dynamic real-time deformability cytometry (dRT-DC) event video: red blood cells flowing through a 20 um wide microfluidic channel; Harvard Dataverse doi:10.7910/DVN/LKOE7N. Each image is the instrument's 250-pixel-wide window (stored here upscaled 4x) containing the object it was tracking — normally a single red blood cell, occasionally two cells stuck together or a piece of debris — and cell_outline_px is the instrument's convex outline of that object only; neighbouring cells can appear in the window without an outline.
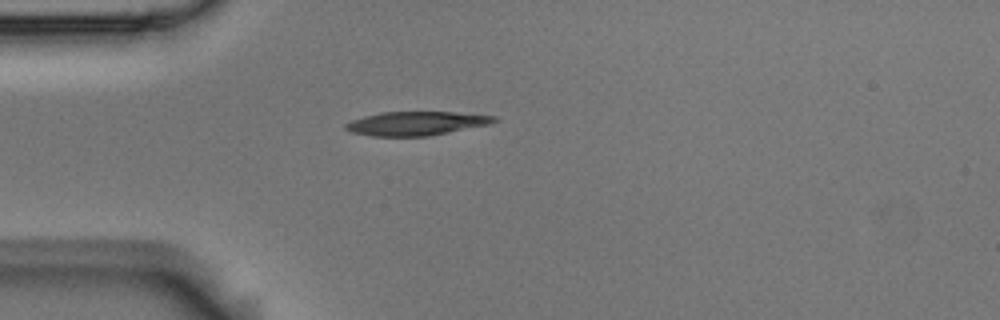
{"species": "Egyptian fruit bat (a non-hibernating species)", "species_latin": "Rousettus aegyptiacus", "temperature_condition": "room temperature", "stored_images_in_passage": 2, "camera_frame_rate_fps": 3000, "um_per_image_px": 0.085, "animal": {"sex": "male"}, "frame": {"image": 1, "passage_image": 1, "time_ms": 0.0, "image_size_px": [1000, 320], "cell_outline_px": [[500, 120], [488, 124], [428, 136], [372, 136], [352, 132], [344, 128], [344, 124], [352, 120], [364, 116], [380, 112], [452, 112], [496, 116]], "centroid_in_image_um": [35.35, 10.48], "position_along_channel_um": 49.7, "area_um2": 20.46}}